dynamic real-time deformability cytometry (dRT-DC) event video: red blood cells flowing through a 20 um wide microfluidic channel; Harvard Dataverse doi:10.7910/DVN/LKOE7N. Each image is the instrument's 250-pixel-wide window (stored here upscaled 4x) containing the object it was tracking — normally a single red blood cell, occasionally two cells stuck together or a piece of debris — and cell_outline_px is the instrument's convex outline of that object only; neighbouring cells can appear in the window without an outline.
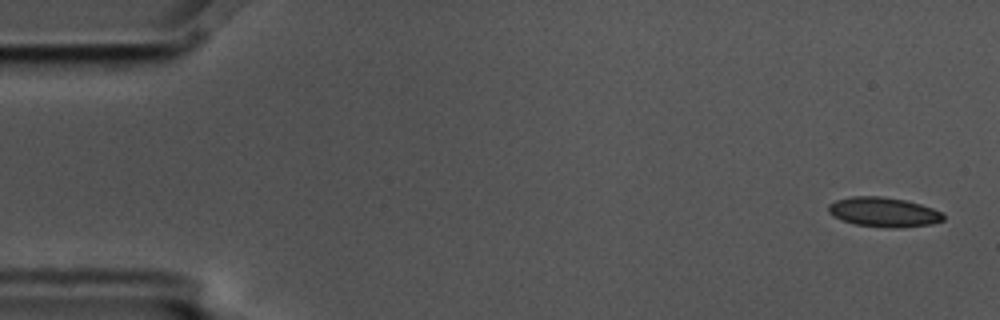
{"species": "common noctule bat (a hibernating species)", "species_latin": "Nyctalus noctula", "temperature_condition": "cold", "stored_images_in_passage": 5, "camera_frame_rate_fps": 3000, "um_per_image_px": 0.085, "animal": {"sex": "male", "body_mass_g": 17.5, "forearm_length_mm": 52.3}, "frame": {"image": 1, "passage_image": 1, "time_ms": 0.0, "image_size_px": [1000, 320], "cell_outline_px": [[944, 220], [932, 224], [900, 228], [892, 228], [856, 224], [840, 220], [832, 216], [828, 212], [828, 204], [836, 200], [852, 196], [880, 196], [904, 200], [920, 204], [932, 208], [940, 212], [944, 216]], "centroid_in_image_um": [75.08, 18.03], "position_along_channel_um": 9.9, "area_um2": 19.83}}
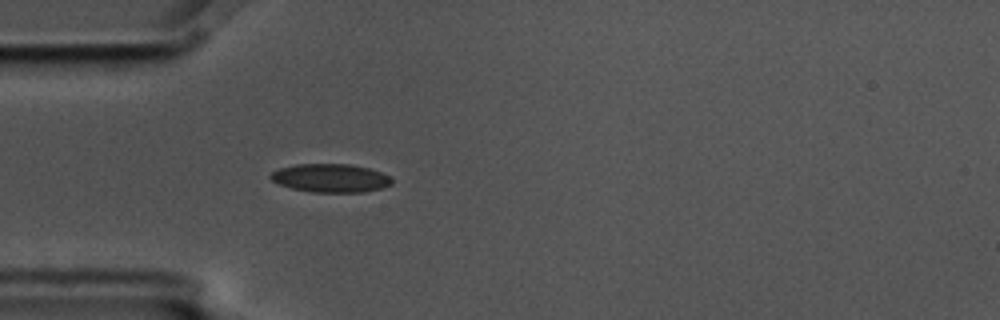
{"frame": {"image": 2, "passage_image": 5, "time_ms": 1.333, "image_size_px": [1000, 320], "cell_outline_px": [[392, 184], [380, 188], [364, 192], [312, 192], [292, 188], [280, 184], [272, 180], [268, 176], [272, 172], [280, 168], [296, 164], [352, 164], [368, 168], [380, 172], [388, 176], [392, 180]], "centroid_in_image_um": [28.09, 15.13], "position_along_channel_um": 56.9, "area_um2": 19.94}}